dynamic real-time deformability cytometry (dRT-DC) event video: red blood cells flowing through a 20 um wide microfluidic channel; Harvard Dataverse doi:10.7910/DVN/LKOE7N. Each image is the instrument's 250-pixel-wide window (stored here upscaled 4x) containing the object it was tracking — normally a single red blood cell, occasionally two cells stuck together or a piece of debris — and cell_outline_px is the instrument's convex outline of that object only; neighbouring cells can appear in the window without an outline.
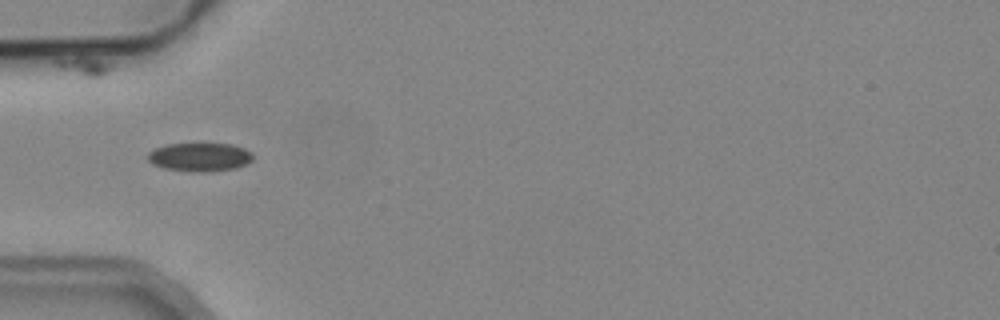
{"species": "common noctule bat (a hibernating species)", "species_latin": "Nyctalus noctula", "temperature_condition": "cold", "stored_images_in_passage": 3, "camera_frame_rate_fps": 3000, "um_per_image_px": 0.085, "animal": {"sex": "male", "body_mass_g": 19.2, "forearm_length_mm": 51.8}, "frame": {"image": 1, "passage_image": 1, "time_ms": 0.0, "image_size_px": [1000, 320], "cell_outline_px": [[252, 160], [236, 168], [204, 172], [188, 172], [164, 168], [152, 164], [148, 160], [148, 152], [156, 148], [168, 144], [232, 144], [244, 148], [252, 152]], "centroid_in_image_um": [16.96, 13.35], "position_along_channel_um": 68.0, "area_um2": 17.46}}